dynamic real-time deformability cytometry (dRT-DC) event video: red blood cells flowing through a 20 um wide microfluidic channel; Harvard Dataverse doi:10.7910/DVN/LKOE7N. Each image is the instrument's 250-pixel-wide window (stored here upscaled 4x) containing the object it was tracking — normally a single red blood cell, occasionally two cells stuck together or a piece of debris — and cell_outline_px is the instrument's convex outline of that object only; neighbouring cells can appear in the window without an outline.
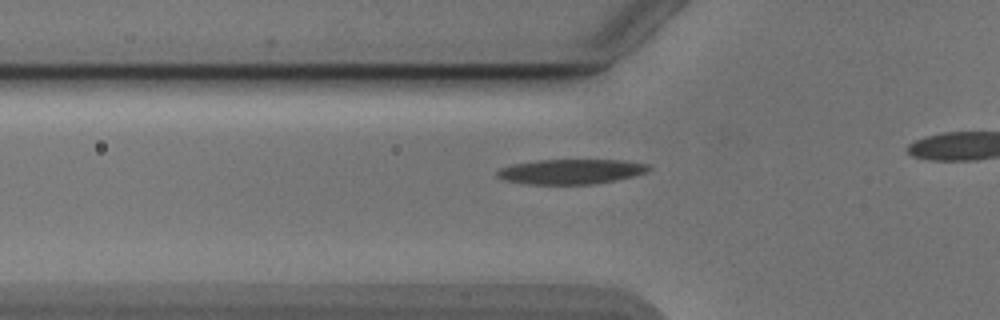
{"species": "Egyptian fruit bat (a non-hibernating species)", "species_latin": "Rousettus aegyptiacus", "temperature_condition": "cold", "stored_images_in_passage": 23, "camera_frame_rate_fps": 3000, "um_per_image_px": 0.085, "animal": {"sex": "male"}, "frame": {"image": 1, "passage_image": 14, "time_ms": 4.333, "image_size_px": [1000, 320], "cell_outline_px": [[652, 168], [648, 172], [632, 176], [592, 184], [528, 184], [504, 180], [496, 176], [496, 172], [500, 168], [512, 164], [536, 160], [624, 160], [648, 164]], "centroid_in_image_um": [48.51, 14.57], "position_along_channel_um": 77.3, "area_um2": 21.96}}
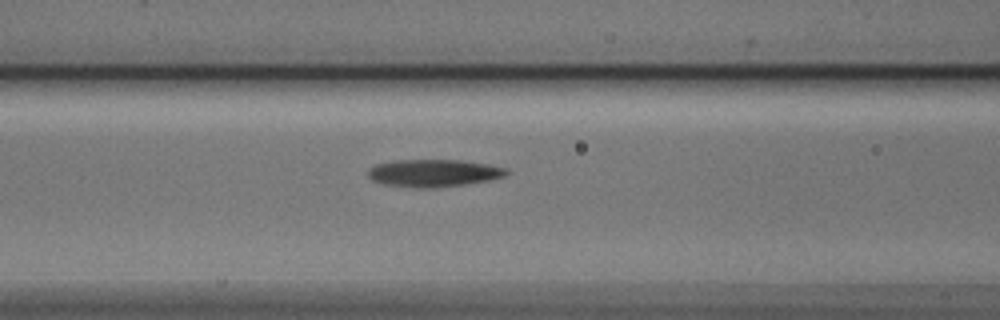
{"frame": {"image": 2, "passage_image": 18, "time_ms": 5.667, "image_size_px": [1000, 320], "cell_outline_px": [[508, 172], [504, 176], [488, 180], [464, 184], [436, 188], [412, 188], [384, 184], [372, 180], [368, 176], [368, 168], [376, 164], [396, 160], [460, 160], [488, 164], [508, 168]], "centroid_in_image_um": [36.83, 14.71], "position_along_channel_um": 129.8, "area_um2": 22.2}}
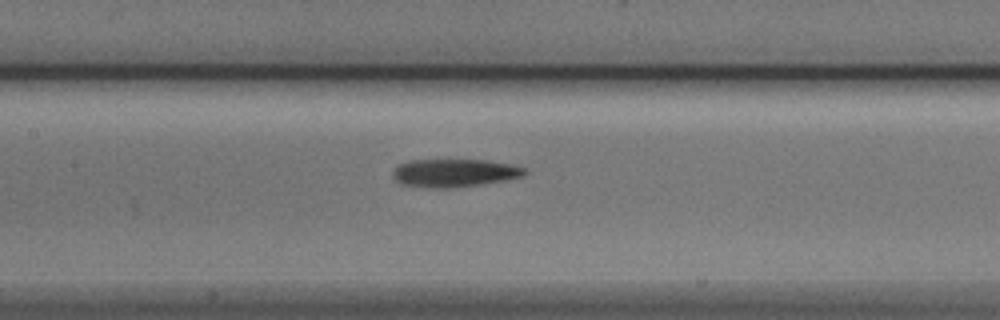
{"frame": {"image": 3, "passage_image": 21, "time_ms": 6.667, "image_size_px": [1000, 320], "cell_outline_px": [[528, 172], [524, 176], [476, 184], [448, 188], [424, 188], [400, 184], [392, 176], [392, 172], [400, 164], [408, 160], [484, 160], [508, 164], [524, 168]], "centroid_in_image_um": [38.54, 14.7], "position_along_channel_um": 168.9, "area_um2": 21.21}}